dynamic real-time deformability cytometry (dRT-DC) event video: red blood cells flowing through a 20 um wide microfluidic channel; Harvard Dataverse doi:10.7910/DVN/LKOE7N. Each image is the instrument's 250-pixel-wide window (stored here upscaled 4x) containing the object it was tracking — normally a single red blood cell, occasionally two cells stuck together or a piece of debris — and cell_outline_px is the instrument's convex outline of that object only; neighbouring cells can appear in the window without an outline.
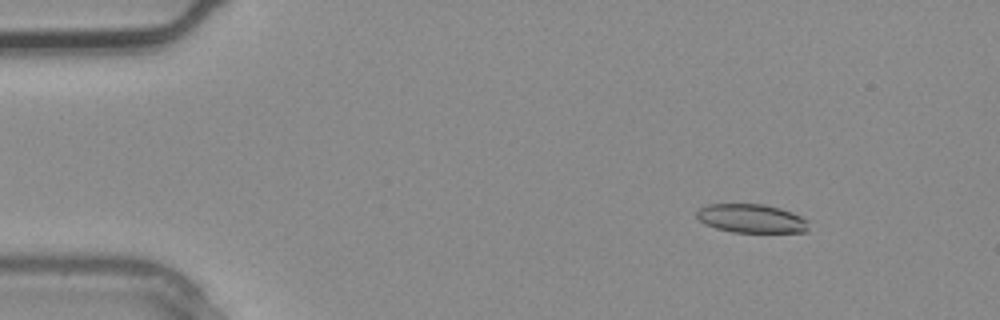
{"species": "common noctule bat (a hibernating species)", "species_latin": "Nyctalus noctula", "temperature_condition": "warm", "stored_images_in_passage": 4, "camera_frame_rate_fps": 3000, "um_per_image_px": 0.085, "animal": {"sex": "male", "body_mass_g": 20.4}, "frame": {"image": 1, "passage_image": 1, "time_ms": 0.0, "image_size_px": [1000, 320], "cell_outline_px": [[808, 232], [732, 232], [716, 228], [704, 224], [696, 216], [696, 212], [700, 208], [708, 204], [764, 204], [780, 208], [792, 212], [808, 220]], "centroid_in_image_um": [63.87, 18.57], "position_along_channel_um": 21.1, "area_um2": 18.79}}